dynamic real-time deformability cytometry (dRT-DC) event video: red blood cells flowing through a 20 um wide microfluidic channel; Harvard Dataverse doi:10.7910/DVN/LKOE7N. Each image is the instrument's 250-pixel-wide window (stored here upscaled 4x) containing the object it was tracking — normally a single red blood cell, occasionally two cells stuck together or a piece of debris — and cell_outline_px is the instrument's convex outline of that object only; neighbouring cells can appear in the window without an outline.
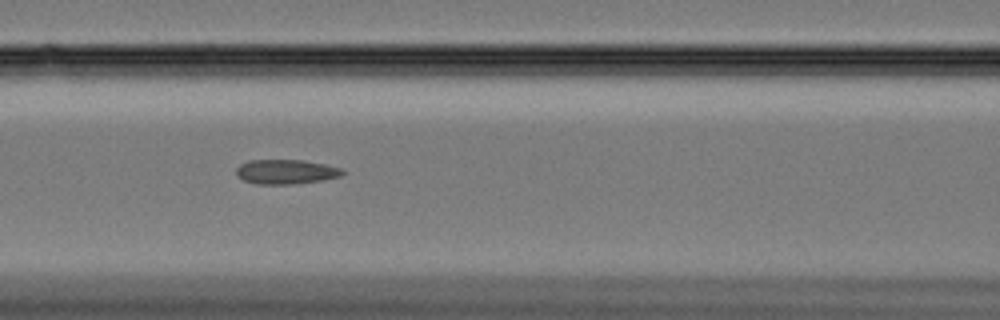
{"species": "Egyptian fruit bat (a non-hibernating species)", "species_latin": "Rousettus aegyptiacus", "temperature_condition": "cold", "stored_images_in_passage": 59, "camera_frame_rate_fps": 3000, "um_per_image_px": 0.085, "animal": {"sex": "female"}, "frame": {"image": 1, "passage_image": 25, "time_ms": 8.0, "image_size_px": [1000, 320], "cell_outline_px": [[344, 172], [340, 176], [320, 180], [292, 184], [256, 184], [244, 180], [236, 176], [236, 168], [240, 164], [248, 160], [300, 160], [324, 164], [340, 168]], "centroid_in_image_um": [24.23, 14.6], "position_along_channel_um": 142.4, "area_um2": 15.03}}
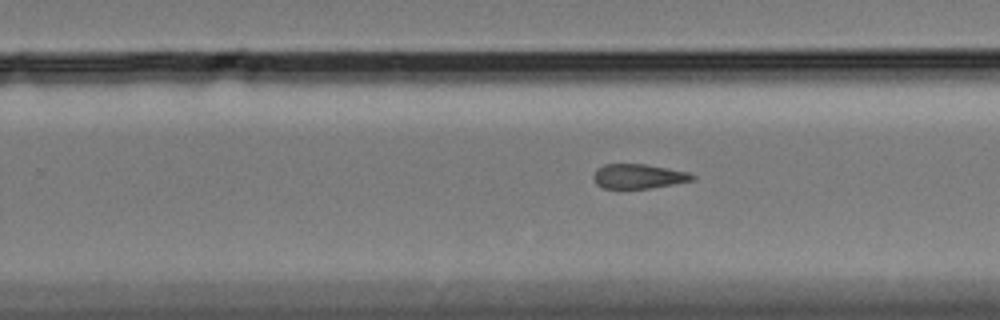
{"frame": {"image": 2, "passage_image": 37, "time_ms": 12.0, "image_size_px": [1000, 320], "cell_outline_px": [[696, 176], [692, 180], [652, 188], [604, 188], [596, 184], [592, 176], [596, 168], [604, 164], [644, 164], [688, 172]], "centroid_in_image_um": [54.22, 14.98], "position_along_channel_um": 275.6, "area_um2": 14.05}}
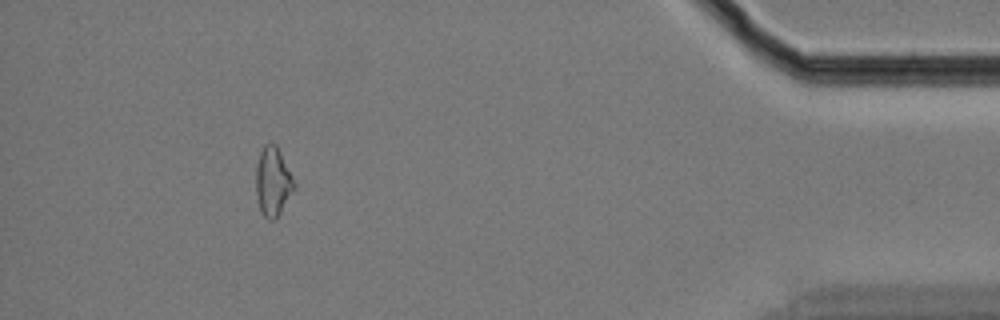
{"frame": {"image": 3, "passage_image": 54, "time_ms": 17.667, "image_size_px": [1000, 320], "cell_outline_px": [[296, 188], [276, 220], [268, 220], [260, 212], [256, 192], [256, 168], [260, 152], [264, 144], [276, 144], [296, 184]], "centroid_in_image_um": [23.2, 15.49], "position_along_channel_um": 412.0, "area_um2": 15.43}, "authors_computed_cell_mechanics": {"area_um2": 15.4904, "velocity_mm_per_s": 3.3411, "shape_relaxation_time_tau1_ms": null, "shape_relaxation_time_tau2_ms": 5.2039, "deformation_change_tau1": null, "deformation_change_tau2": 0.1233}}